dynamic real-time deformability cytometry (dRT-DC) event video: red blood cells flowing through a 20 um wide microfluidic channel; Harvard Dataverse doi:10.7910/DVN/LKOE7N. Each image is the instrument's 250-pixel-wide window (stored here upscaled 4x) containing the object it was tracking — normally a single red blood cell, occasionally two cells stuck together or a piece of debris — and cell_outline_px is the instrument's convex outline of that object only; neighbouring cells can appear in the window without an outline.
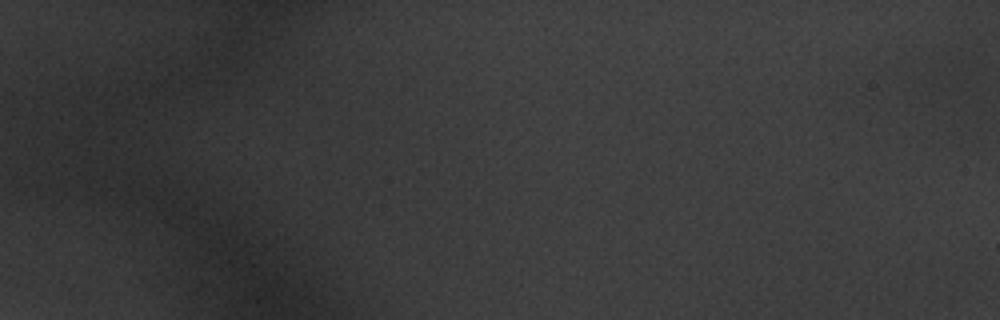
{"species": "common noctule bat (a hibernating species)", "species_latin": "Nyctalus noctula", "temperature_condition": "warm", "stored_images_in_passage": 19, "segment_of_instrument_passage": [1, 2], "camera_frame_rate_fps": 3000, "um_per_image_px": 0.085, "animal": {"sex": "male", "body_mass_g": 20.1, "forearm_length_mm": 53.5}, "frame": {"image": 1, "passage_image": 1, "time_ms": 0.0, "image_size_px": [1000, 320], "cell_outline_px": [[984, 68], [968, 88], [940, 88], [928, 76], [932, 72], [964, 44], [980, 44]], "centroid_in_image_um": [81.57, 5.79], "position_along_channel_um": 3.4, "area_um2": 11.68}}